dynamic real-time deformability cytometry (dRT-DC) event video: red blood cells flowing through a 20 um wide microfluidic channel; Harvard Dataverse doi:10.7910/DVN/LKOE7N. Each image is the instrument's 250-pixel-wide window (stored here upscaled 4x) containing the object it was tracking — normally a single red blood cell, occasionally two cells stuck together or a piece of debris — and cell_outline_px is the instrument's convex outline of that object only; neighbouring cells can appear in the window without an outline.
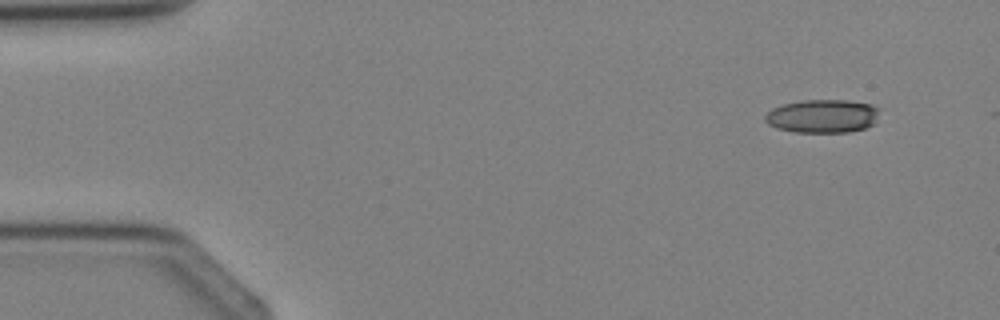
{"species": "Egyptian fruit bat (a non-hibernating species)", "species_latin": "Rousettus aegyptiacus", "temperature_condition": "cold", "stored_images_in_passage": 3, "camera_frame_rate_fps": 3000, "um_per_image_px": 0.085, "animal": {"sex": "female"}, "frame": {"image": 1, "passage_image": 1, "time_ms": 0.0, "image_size_px": [1000, 320], "cell_outline_px": [[880, 108], [872, 124], [864, 128], [848, 132], [796, 132], [776, 128], [768, 124], [764, 120], [764, 116], [772, 108], [784, 104], [800, 100], [848, 100], [872, 104]], "centroid_in_image_um": [69.89, 9.86], "position_along_channel_um": 15.1, "area_um2": 22.25}}
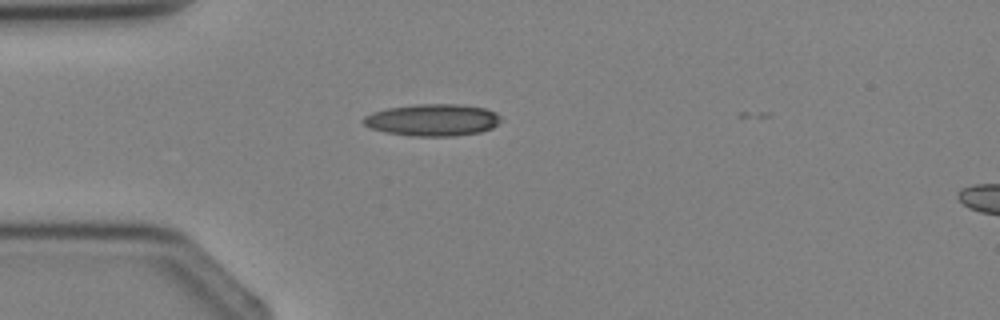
{"frame": {"image": 2, "passage_image": 3, "time_ms": 2.333, "image_size_px": [1000, 320], "cell_outline_px": [[504, 120], [492, 128], [480, 132], [456, 136], [412, 136], [384, 132], [372, 128], [364, 124], [360, 120], [364, 116], [372, 112], [388, 108], [416, 104], [456, 104], [484, 108], [496, 112]], "centroid_in_image_um": [36.78, 10.2], "position_along_channel_um": 48.2, "area_um2": 25.78}}